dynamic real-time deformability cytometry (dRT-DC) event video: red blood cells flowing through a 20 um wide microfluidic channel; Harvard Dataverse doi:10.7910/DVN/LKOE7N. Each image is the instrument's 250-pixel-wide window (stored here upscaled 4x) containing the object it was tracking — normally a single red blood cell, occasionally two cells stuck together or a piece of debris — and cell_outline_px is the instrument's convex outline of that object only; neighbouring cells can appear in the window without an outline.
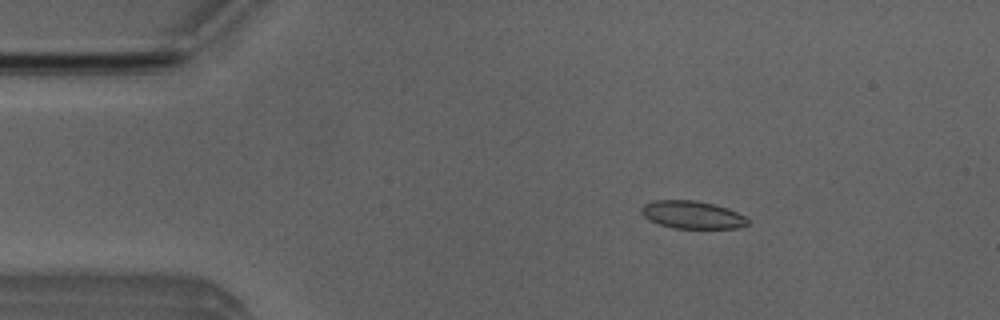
{"species": "Egyptian fruit bat (a non-hibernating species)", "species_latin": "Rousettus aegyptiacus", "temperature_condition": "room temperature", "stored_images_in_passage": 49, "camera_frame_rate_fps": 3000, "um_per_image_px": 0.085, "animal": {"sex": "male"}, "frame": {"image": 1, "passage_image": 5, "time_ms": 1.333, "image_size_px": [1000, 320], "cell_outline_px": [[748, 224], [740, 228], [672, 228], [648, 220], [640, 212], [640, 208], [644, 204], [652, 200], [696, 200], [728, 208], [744, 216], [748, 220]], "centroid_in_image_um": [58.8, 18.25], "position_along_channel_um": 26.2, "area_um2": 17.22}}
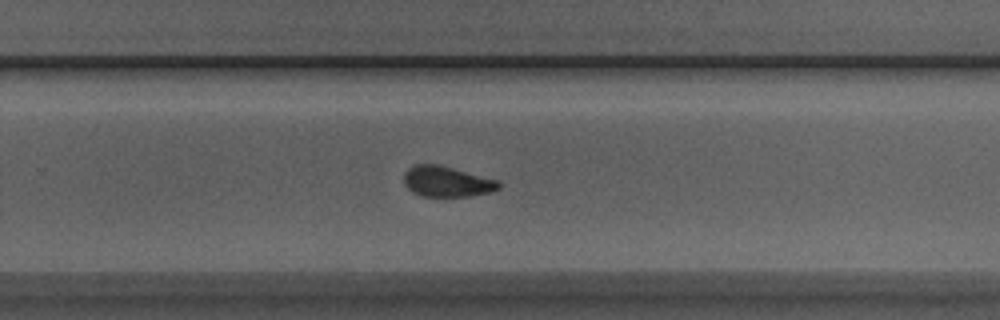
{"frame": {"image": 2, "passage_image": 30, "time_ms": 9.667, "image_size_px": [1000, 320], "cell_outline_px": [[500, 188], [488, 192], [468, 196], [424, 196], [412, 192], [404, 184], [404, 172], [408, 168], [416, 164], [436, 164], [500, 180]], "centroid_in_image_um": [37.97, 15.42], "position_along_channel_um": 291.8, "area_um2": 16.76}}
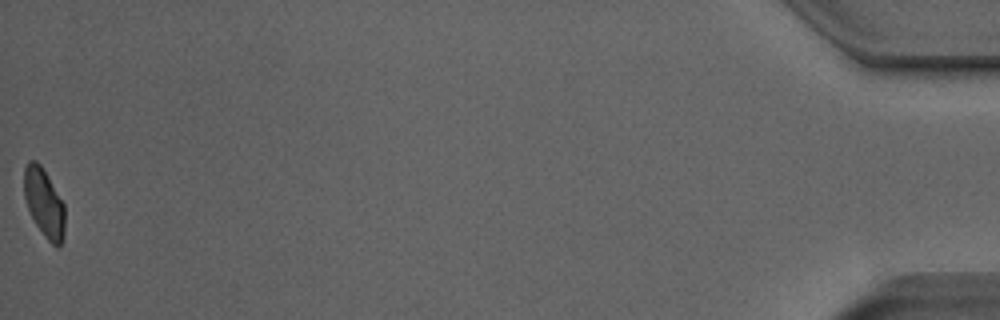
{"frame": {"image": 3, "passage_image": 49, "time_ms": 16.0, "image_size_px": [1000, 320], "cell_outline_px": [[64, 240], [60, 248], [56, 248], [44, 236], [36, 224], [28, 208], [24, 196], [24, 168], [28, 160], [36, 160], [40, 164], [64, 204]], "centroid_in_image_um": [3.75, 17.28], "position_along_channel_um": 431.4, "area_um2": 16.24}, "authors_computed_cell_mechanics": {"area_um2": 17.2822, "velocity_mm_per_s": 3.894, "shape_relaxation_time_tau1_ms": 4.9863, "shape_relaxation_time_tau2_ms": 1.457, "deformation_change_tau1": 0.147, "deformation_change_tau2": 0.0791}}